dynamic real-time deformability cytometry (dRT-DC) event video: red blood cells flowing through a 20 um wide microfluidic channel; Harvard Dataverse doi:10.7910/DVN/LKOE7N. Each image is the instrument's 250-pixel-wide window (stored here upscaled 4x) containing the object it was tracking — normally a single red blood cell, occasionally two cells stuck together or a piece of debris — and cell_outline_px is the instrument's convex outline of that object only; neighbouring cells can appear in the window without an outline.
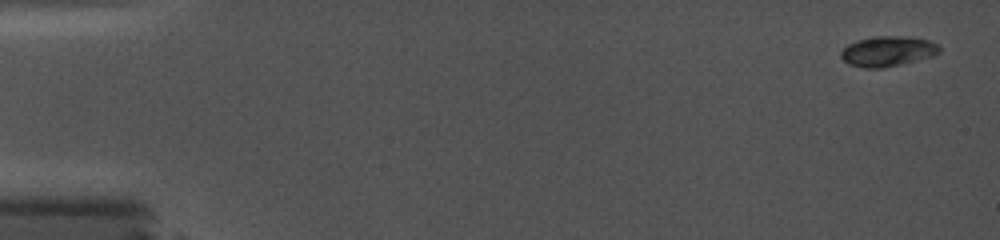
{"species": "common noctule bat (a hibernating species)", "species_latin": "Nyctalus noctula", "temperature_condition": "cold", "stored_images_in_passage": 25, "camera_frame_rate_fps": 5000, "um_per_image_px": 0.085, "animal": {"sex": "female", "body_mass_g": 19.0, "forearm_length_mm": 56.7}, "frame": {"image": 1, "passage_image": 1, "time_ms": 0.0, "image_size_px": [1000, 240], "cell_outline_px": [[940, 52], [932, 56], [884, 68], [864, 68], [848, 64], [840, 56], [840, 52], [848, 44], [856, 40], [876, 36], [912, 36], [928, 40], [936, 44], [940, 48]], "centroid_in_image_um": [75.43, 4.35], "position_along_channel_um": 9.6, "area_um2": 17.34}}
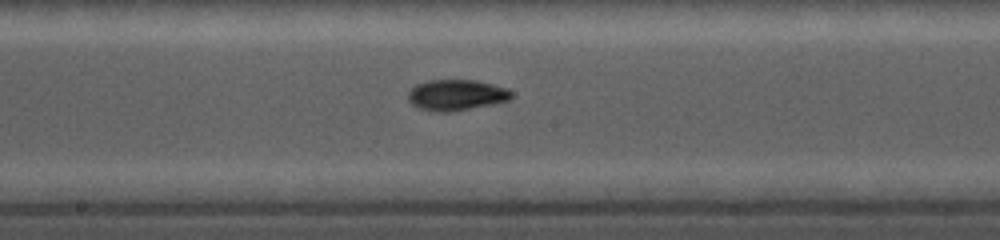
{"frame": {"image": 2, "passage_image": 14, "time_ms": 9.2, "image_size_px": [1000, 240], "cell_outline_px": [[512, 96], [508, 100], [492, 104], [448, 112], [432, 112], [416, 108], [408, 100], [408, 92], [416, 84], [428, 80], [476, 80], [508, 88], [512, 92]], "centroid_in_image_um": [38.75, 8.08], "position_along_channel_um": 209.5, "area_um2": 18.67}}
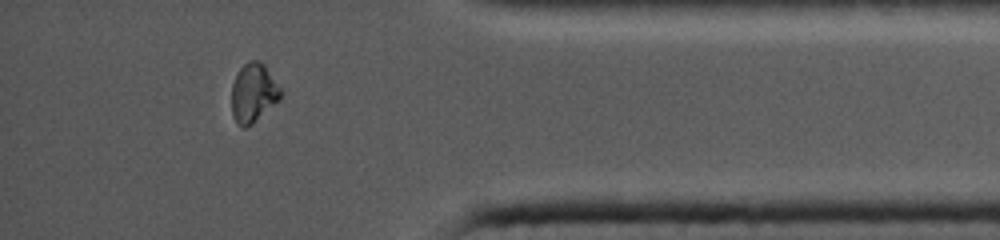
{"frame": {"image": 3, "passage_image": 22, "time_ms": 14.8, "image_size_px": [1000, 240], "cell_outline_px": [[280, 100], [252, 124], [244, 128], [236, 124], [232, 116], [232, 84], [240, 68], [248, 60], [256, 60], [264, 64], [280, 88]], "centroid_in_image_um": [21.52, 7.92], "position_along_channel_um": 413.7, "area_um2": 16.76}}